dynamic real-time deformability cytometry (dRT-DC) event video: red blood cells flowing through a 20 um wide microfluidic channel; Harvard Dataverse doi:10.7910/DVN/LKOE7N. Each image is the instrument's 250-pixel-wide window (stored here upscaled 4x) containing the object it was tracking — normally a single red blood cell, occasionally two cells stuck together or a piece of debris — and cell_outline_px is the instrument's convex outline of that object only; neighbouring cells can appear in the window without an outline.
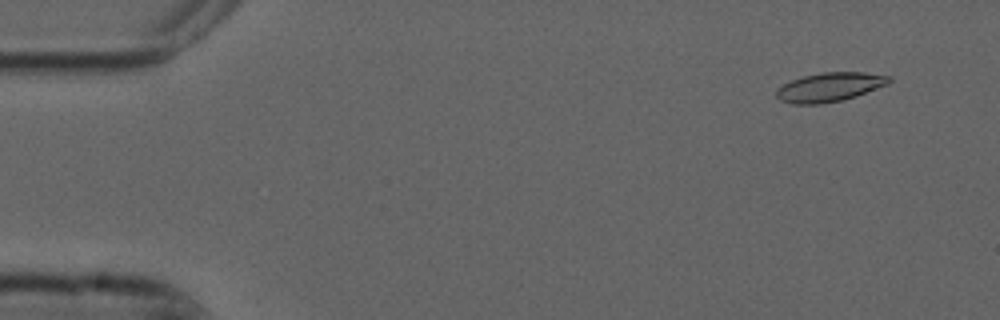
{"species": "common noctule bat (a hibernating species)", "species_latin": "Nyctalus noctula", "temperature_condition": "cold", "stored_images_in_passage": 2, "camera_frame_rate_fps": 3000, "um_per_image_px": 0.085, "animal": {"sex": "male", "forearm_length_mm": 52.5}, "frame": {"image": 1, "passage_image": 2, "time_ms": 0.333, "image_size_px": [1000, 320], "cell_outline_px": [[892, 80], [888, 84], [856, 96], [840, 100], [820, 104], [792, 104], [780, 100], [776, 96], [776, 88], [792, 80], [804, 76], [824, 72], [864, 72], [892, 76]], "centroid_in_image_um": [70.53, 7.4], "position_along_channel_um": 14.5, "area_um2": 19.02}}